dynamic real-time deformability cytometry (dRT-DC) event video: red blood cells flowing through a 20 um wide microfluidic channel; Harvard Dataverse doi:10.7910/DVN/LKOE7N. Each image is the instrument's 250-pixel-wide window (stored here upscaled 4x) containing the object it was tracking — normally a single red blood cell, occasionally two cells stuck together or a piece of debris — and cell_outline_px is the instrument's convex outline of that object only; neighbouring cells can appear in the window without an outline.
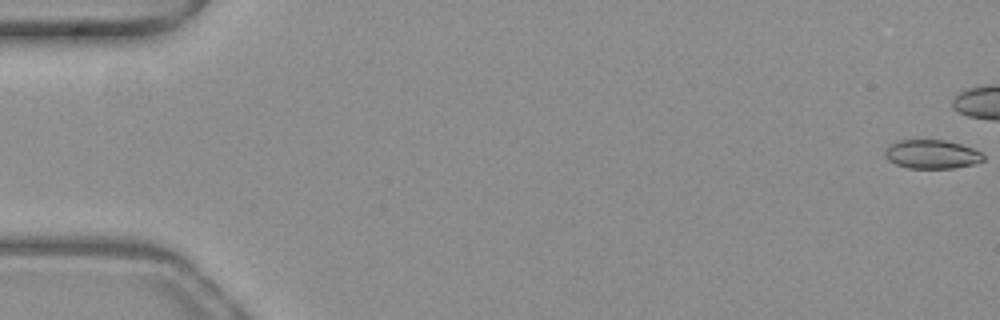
{"species": "common noctule bat (a hibernating species)", "species_latin": "Nyctalus noctula", "temperature_condition": "warm", "stored_images_in_passage": 38, "camera_frame_rate_fps": 3000, "um_per_image_px": 0.085, "animal": {"sex": "female", "body_mass_g": 19.3, "forearm_length_mm": 54.1}, "frame": {"image": 1, "passage_image": 1, "time_ms": 0.0, "image_size_px": [1000, 320], "cell_outline_px": [[984, 160], [972, 164], [952, 168], [908, 168], [896, 164], [888, 160], [884, 156], [884, 152], [896, 140], [944, 140], [960, 144], [972, 148], [980, 152], [984, 156]], "centroid_in_image_um": [79.18, 13.11], "position_along_channel_um": 5.8, "area_um2": 16.36}}
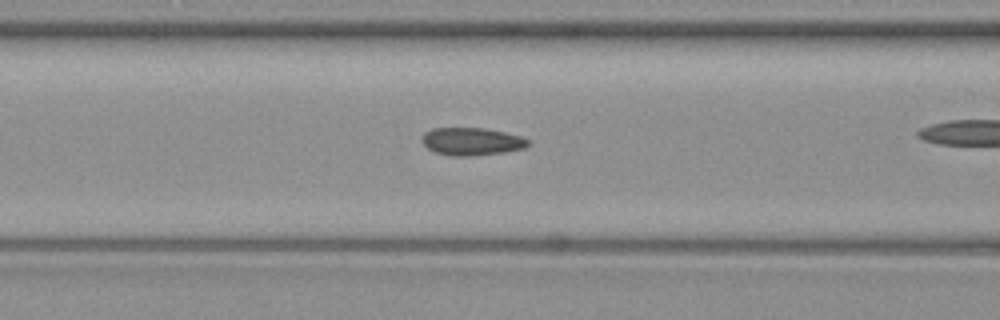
{"frame": {"image": 2, "passage_image": 22, "time_ms": 7.0, "image_size_px": [1000, 320], "cell_outline_px": [[532, 144], [524, 148], [504, 152], [472, 156], [448, 156], [436, 152], [428, 148], [420, 140], [420, 136], [424, 132], [432, 128], [484, 128], [504, 132], [520, 136], [528, 140]], "centroid_in_image_um": [40.06, 12.02], "position_along_channel_um": 126.5, "area_um2": 17.28}}
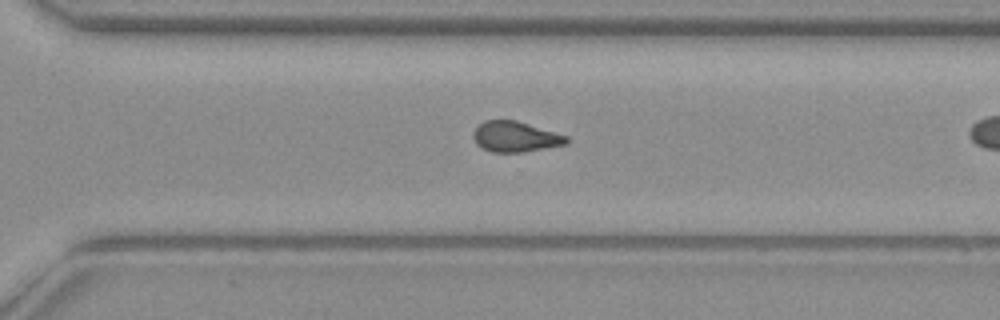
{"frame": {"image": 3, "passage_image": 37, "time_ms": 12.0, "image_size_px": [1000, 320], "cell_outline_px": [[568, 144], [524, 152], [492, 152], [480, 148], [476, 144], [472, 136], [472, 132], [484, 120], [516, 120], [568, 136]], "centroid_in_image_um": [43.78, 11.63], "position_along_channel_um": 326.8, "area_um2": 16.7}}